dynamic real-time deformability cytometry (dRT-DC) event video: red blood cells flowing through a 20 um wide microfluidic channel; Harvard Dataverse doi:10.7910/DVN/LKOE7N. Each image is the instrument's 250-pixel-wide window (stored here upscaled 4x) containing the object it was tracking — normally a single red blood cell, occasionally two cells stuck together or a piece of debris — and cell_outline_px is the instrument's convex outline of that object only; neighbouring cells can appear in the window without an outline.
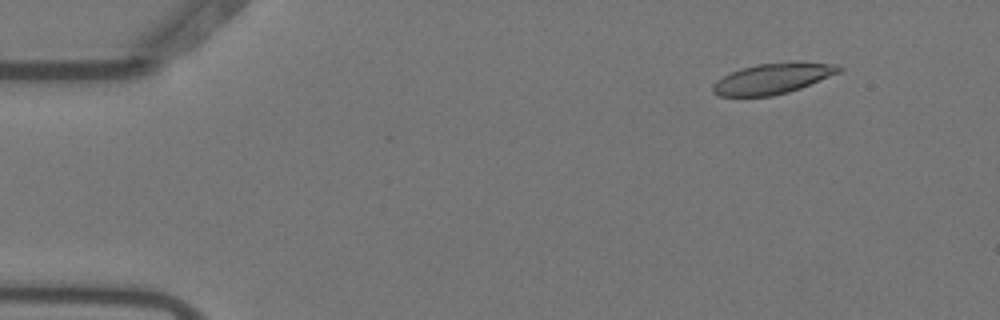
{"species": "Egyptian fruit bat (a non-hibernating species)", "species_latin": "Rousettus aegyptiacus", "temperature_condition": "warm", "stored_images_in_passage": 8, "camera_frame_rate_fps": 3000, "um_per_image_px": 0.085, "animal": {"sex": "female"}, "frame": {"image": 1, "passage_image": 2, "time_ms": 0.333, "image_size_px": [1000, 320], "cell_outline_px": [[844, 68], [840, 72], [800, 88], [788, 92], [772, 96], [720, 96], [712, 92], [712, 84], [716, 80], [740, 68], [756, 64], [800, 60], [840, 64]], "centroid_in_image_um": [65.73, 6.64], "position_along_channel_um": 19.3, "area_um2": 22.95}}
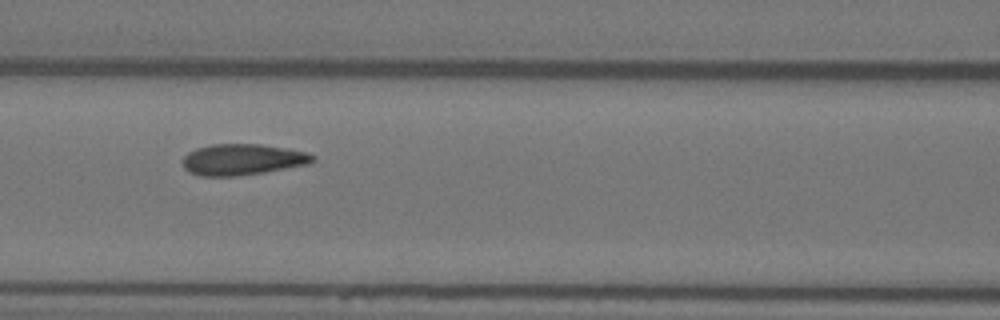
{"frame": {"image": 2, "passage_image": 7, "time_ms": 2.0, "image_size_px": [1000, 320], "cell_outline_px": [[316, 160], [308, 164], [264, 172], [236, 176], [200, 176], [188, 172], [184, 168], [184, 156], [188, 152], [196, 148], [212, 144], [260, 144], [288, 148], [308, 152], [316, 156]], "centroid_in_image_um": [20.63, 13.55], "position_along_channel_um": 146.0, "area_um2": 23.7}}
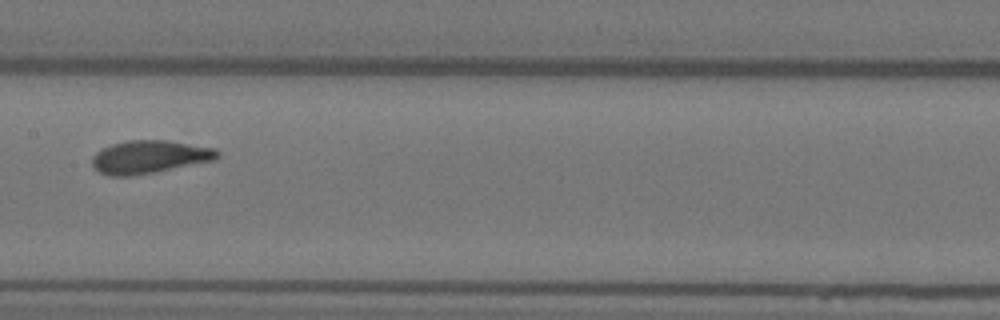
{"frame": {"image": 3, "passage_image": 8, "time_ms": 2.333, "image_size_px": [1000, 320], "cell_outline_px": [[220, 156], [216, 160], [152, 172], [128, 176], [108, 176], [100, 172], [92, 164], [92, 156], [96, 152], [112, 144], [128, 140], [168, 140], [216, 148], [220, 152]], "centroid_in_image_um": [12.73, 13.32], "position_along_channel_um": 194.7, "area_um2": 23.99}}